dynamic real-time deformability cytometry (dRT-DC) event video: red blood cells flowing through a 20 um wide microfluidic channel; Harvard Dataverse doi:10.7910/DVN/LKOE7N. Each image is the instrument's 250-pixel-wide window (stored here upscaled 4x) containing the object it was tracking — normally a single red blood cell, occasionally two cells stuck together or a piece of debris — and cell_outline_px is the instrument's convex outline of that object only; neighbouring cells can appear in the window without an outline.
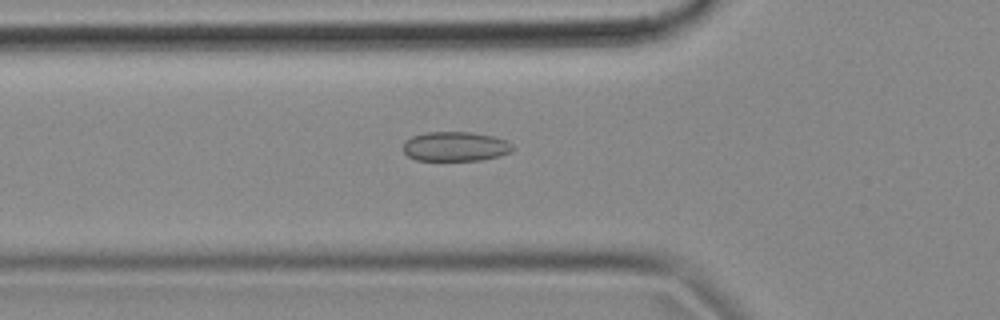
{"species": "common noctule bat (a hibernating species)", "species_latin": "Nyctalus noctula", "temperature_condition": "cold", "stored_images_in_passage": 39, "camera_frame_rate_fps": 3000, "um_per_image_px": 0.085, "animal": {"sex": "female", "body_mass_g": 18.4}, "frame": {"image": 1, "passage_image": 3, "time_ms": 0.667, "image_size_px": [1000, 320], "cell_outline_px": [[516, 148], [512, 152], [500, 156], [480, 160], [416, 160], [408, 156], [404, 152], [404, 140], [412, 136], [424, 132], [472, 132], [492, 136], [508, 140]], "centroid_in_image_um": [38.74, 12.44], "position_along_channel_um": 87.1, "area_um2": 19.07}}
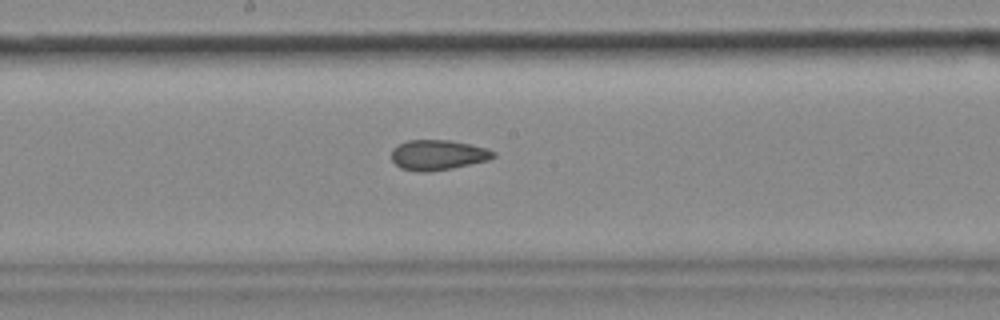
{"frame": {"image": 2, "passage_image": 13, "time_ms": 4.0, "image_size_px": [1000, 320], "cell_outline_px": [[496, 156], [488, 160], [452, 168], [428, 172], [420, 172], [400, 168], [392, 160], [392, 148], [408, 140], [448, 140], [468, 144], [484, 148], [496, 152]], "centroid_in_image_um": [37.2, 13.18], "position_along_channel_um": 211.0, "area_um2": 17.74}}
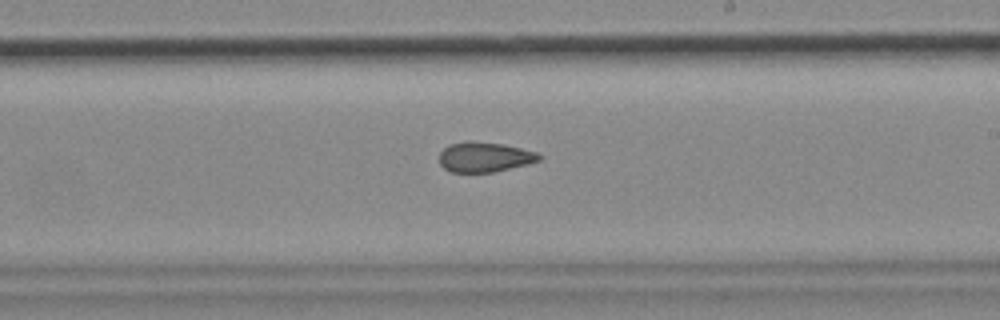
{"frame": {"image": 3, "passage_image": 16, "time_ms": 5.0, "image_size_px": [1000, 320], "cell_outline_px": [[544, 156], [540, 160], [528, 164], [492, 172], [452, 172], [444, 168], [440, 164], [440, 152], [448, 144], [504, 144], [536, 152]], "centroid_in_image_um": [41.23, 13.39], "position_along_channel_um": 247.8, "area_um2": 16.7}, "authors_computed_cell_mechanics": {"area_um2": 17.8602, "velocity_mm_per_s": 3.7127, "shape_relaxation_time_tau1_ms": null, "shape_relaxation_time_tau2_ms": 2.7605, "deformation_change_tau1": null, "deformation_change_tau2": 0.0835}}